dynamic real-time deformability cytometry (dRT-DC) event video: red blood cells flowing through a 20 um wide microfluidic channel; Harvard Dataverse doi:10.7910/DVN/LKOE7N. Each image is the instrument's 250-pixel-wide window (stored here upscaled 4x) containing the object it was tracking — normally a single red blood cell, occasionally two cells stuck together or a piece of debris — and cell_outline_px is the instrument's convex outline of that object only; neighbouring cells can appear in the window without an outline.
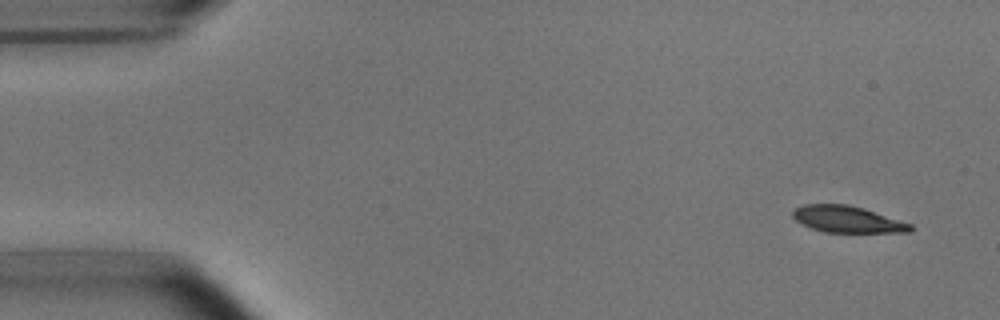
{"species": "common noctule bat (a hibernating species)", "species_latin": "Nyctalus noctula", "temperature_condition": "room temperature", "stored_images_in_passage": 11, "camera_frame_rate_fps": 3000, "um_per_image_px": 0.085, "animal": {"sex": "male", "body_mass_g": 15.6}, "frame": {"image": 1, "passage_image": 1, "time_ms": 0.0, "image_size_px": [1000, 320], "cell_outline_px": [[912, 232], [824, 232], [812, 228], [796, 220], [792, 216], [792, 212], [796, 208], [804, 204], [848, 204], [864, 208], [912, 224]], "centroid_in_image_um": [72.04, 18.63], "position_along_channel_um": 13.0, "area_um2": 18.09}}